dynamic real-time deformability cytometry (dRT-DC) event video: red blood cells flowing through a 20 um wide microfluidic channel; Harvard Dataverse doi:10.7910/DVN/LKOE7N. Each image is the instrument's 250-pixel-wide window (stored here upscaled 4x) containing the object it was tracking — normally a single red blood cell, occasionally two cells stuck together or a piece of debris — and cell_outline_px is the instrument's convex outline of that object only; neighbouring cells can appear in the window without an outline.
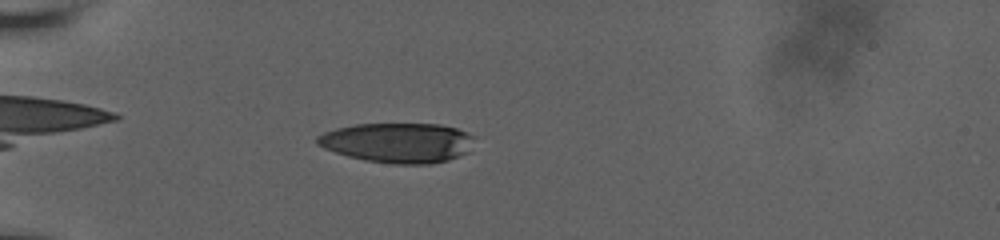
{"species": "human", "species_latin": "Homo sapiens", "temperature_condition": "room temperature", "stored_images_in_passage": 16, "camera_frame_rate_fps": 3000, "um_per_image_px": 0.085, "donor": {"sex": "male"}, "frame": {"image": 1, "passage_image": 11, "time_ms": 2.0, "image_size_px": [1000, 240], "cell_outline_px": [[476, 136], [468, 152], [448, 160], [432, 164], [392, 164], [364, 160], [348, 156], [324, 148], [316, 144], [316, 136], [324, 132], [336, 128], [356, 124], [440, 124], [456, 128], [468, 132]], "centroid_in_image_um": [33.83, 12.13], "position_along_channel_um": 51.2, "area_um2": 36.76}}